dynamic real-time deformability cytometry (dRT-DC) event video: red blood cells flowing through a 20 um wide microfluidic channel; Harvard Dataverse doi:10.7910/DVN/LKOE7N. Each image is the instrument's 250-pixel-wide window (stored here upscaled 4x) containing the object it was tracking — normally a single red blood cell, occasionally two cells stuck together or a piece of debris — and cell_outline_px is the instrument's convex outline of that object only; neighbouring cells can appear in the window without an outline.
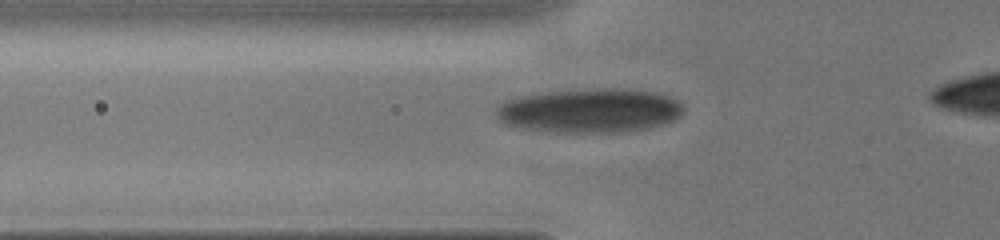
{"species": "human", "species_latin": "Homo sapiens", "temperature_condition": "cold", "stored_images_in_passage": 41, "camera_frame_rate_fps": 3000, "um_per_image_px": 0.085, "donor": {"sex": "male"}, "frame": {"image": 1, "passage_image": 4, "time_ms": 1.667, "image_size_px": [1000, 240], "cell_outline_px": [[684, 112], [680, 116], [664, 124], [648, 128], [628, 132], [556, 132], [524, 128], [504, 124], [496, 120], [496, 104], [520, 96], [540, 92], [604, 88], [628, 88], [652, 92], [668, 96], [676, 100], [684, 108]], "centroid_in_image_um": [50.11, 9.4], "position_along_channel_um": 75.7, "area_um2": 48.55}}
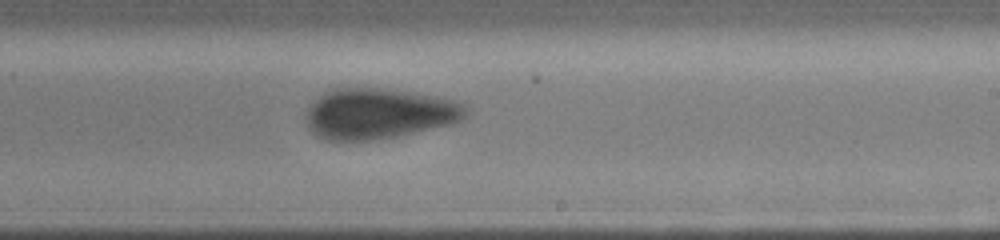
{"frame": {"image": 2, "passage_image": 22, "time_ms": 5.667, "image_size_px": [1000, 240], "cell_outline_px": [[468, 116], [452, 124], [392, 136], [368, 140], [328, 140], [316, 136], [312, 132], [308, 124], [308, 108], [320, 96], [332, 88], [376, 88], [408, 92], [456, 100], [464, 104], [468, 108]], "centroid_in_image_um": [32.22, 9.65], "position_along_channel_um": 256.8, "area_um2": 46.3}}
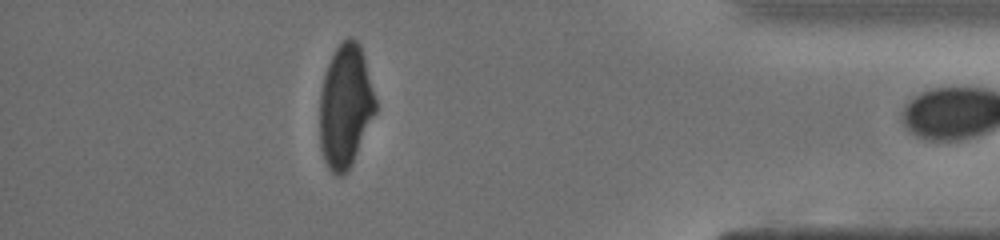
{"frame": {"image": 3, "passage_image": 39, "time_ms": 9.667, "image_size_px": [1000, 240], "cell_outline_px": [[376, 112], [352, 164], [348, 172], [344, 176], [336, 176], [328, 168], [324, 160], [320, 148], [320, 92], [324, 76], [328, 64], [336, 48], [348, 36], [352, 36], [360, 44], [376, 100]], "centroid_in_image_um": [29.35, 9.06], "position_along_channel_um": 405.8, "area_um2": 40.11}}